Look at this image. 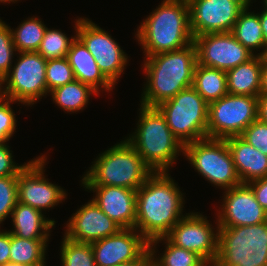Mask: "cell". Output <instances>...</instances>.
<instances>
[{"instance_id":"5bb4252c","label":"cell","mask_w":267,"mask_h":266,"mask_svg":"<svg viewBox=\"0 0 267 266\" xmlns=\"http://www.w3.org/2000/svg\"><path fill=\"white\" fill-rule=\"evenodd\" d=\"M193 42L198 64L223 71L235 68L255 55L237 41L232 32L195 36Z\"/></svg>"},{"instance_id":"30bf717a","label":"cell","mask_w":267,"mask_h":266,"mask_svg":"<svg viewBox=\"0 0 267 266\" xmlns=\"http://www.w3.org/2000/svg\"><path fill=\"white\" fill-rule=\"evenodd\" d=\"M256 119V96L226 94L209 104L207 138L240 136Z\"/></svg>"},{"instance_id":"ac0fdd59","label":"cell","mask_w":267,"mask_h":266,"mask_svg":"<svg viewBox=\"0 0 267 266\" xmlns=\"http://www.w3.org/2000/svg\"><path fill=\"white\" fill-rule=\"evenodd\" d=\"M65 237L81 242L93 243L118 233L122 227L110 219L94 202L90 200L69 219Z\"/></svg>"},{"instance_id":"f35d334b","label":"cell","mask_w":267,"mask_h":266,"mask_svg":"<svg viewBox=\"0 0 267 266\" xmlns=\"http://www.w3.org/2000/svg\"><path fill=\"white\" fill-rule=\"evenodd\" d=\"M10 262V232L0 230V266Z\"/></svg>"},{"instance_id":"ab89813d","label":"cell","mask_w":267,"mask_h":266,"mask_svg":"<svg viewBox=\"0 0 267 266\" xmlns=\"http://www.w3.org/2000/svg\"><path fill=\"white\" fill-rule=\"evenodd\" d=\"M257 119L267 124V94L257 97Z\"/></svg>"},{"instance_id":"c3c4849f","label":"cell","mask_w":267,"mask_h":266,"mask_svg":"<svg viewBox=\"0 0 267 266\" xmlns=\"http://www.w3.org/2000/svg\"><path fill=\"white\" fill-rule=\"evenodd\" d=\"M248 4H250L251 0H245Z\"/></svg>"},{"instance_id":"bcb514c9","label":"cell","mask_w":267,"mask_h":266,"mask_svg":"<svg viewBox=\"0 0 267 266\" xmlns=\"http://www.w3.org/2000/svg\"><path fill=\"white\" fill-rule=\"evenodd\" d=\"M263 2H264V6H265L264 9L267 10V0H264Z\"/></svg>"},{"instance_id":"277c9868","label":"cell","mask_w":267,"mask_h":266,"mask_svg":"<svg viewBox=\"0 0 267 266\" xmlns=\"http://www.w3.org/2000/svg\"><path fill=\"white\" fill-rule=\"evenodd\" d=\"M137 129L126 141L153 172H168L184 145L172 133L157 107L140 105ZM170 166V167H169Z\"/></svg>"},{"instance_id":"e0dca14e","label":"cell","mask_w":267,"mask_h":266,"mask_svg":"<svg viewBox=\"0 0 267 266\" xmlns=\"http://www.w3.org/2000/svg\"><path fill=\"white\" fill-rule=\"evenodd\" d=\"M223 205L218 216V227L256 225L267 221V212L256 201L247 183H241L224 192Z\"/></svg>"},{"instance_id":"d6986e66","label":"cell","mask_w":267,"mask_h":266,"mask_svg":"<svg viewBox=\"0 0 267 266\" xmlns=\"http://www.w3.org/2000/svg\"><path fill=\"white\" fill-rule=\"evenodd\" d=\"M96 193L92 199L122 228H135L137 190L116 186H84Z\"/></svg>"},{"instance_id":"d6a6232c","label":"cell","mask_w":267,"mask_h":266,"mask_svg":"<svg viewBox=\"0 0 267 266\" xmlns=\"http://www.w3.org/2000/svg\"><path fill=\"white\" fill-rule=\"evenodd\" d=\"M18 202V175L0 177V224L12 214Z\"/></svg>"},{"instance_id":"4fadbf2b","label":"cell","mask_w":267,"mask_h":266,"mask_svg":"<svg viewBox=\"0 0 267 266\" xmlns=\"http://www.w3.org/2000/svg\"><path fill=\"white\" fill-rule=\"evenodd\" d=\"M200 214L186 213L166 237L176 246L197 253L213 265L218 253V222L215 233L207 217Z\"/></svg>"},{"instance_id":"484cf974","label":"cell","mask_w":267,"mask_h":266,"mask_svg":"<svg viewBox=\"0 0 267 266\" xmlns=\"http://www.w3.org/2000/svg\"><path fill=\"white\" fill-rule=\"evenodd\" d=\"M166 241V249L158 258L155 253V245L159 241ZM151 266H207L208 263L197 253L178 247L167 237H160L149 242ZM155 256V257H154ZM155 259V260H154Z\"/></svg>"},{"instance_id":"d590c367","label":"cell","mask_w":267,"mask_h":266,"mask_svg":"<svg viewBox=\"0 0 267 266\" xmlns=\"http://www.w3.org/2000/svg\"><path fill=\"white\" fill-rule=\"evenodd\" d=\"M247 143L267 155V124L256 119L240 135Z\"/></svg>"},{"instance_id":"d4e9b609","label":"cell","mask_w":267,"mask_h":266,"mask_svg":"<svg viewBox=\"0 0 267 266\" xmlns=\"http://www.w3.org/2000/svg\"><path fill=\"white\" fill-rule=\"evenodd\" d=\"M248 4L240 13L232 29V34L244 47L254 54L255 49H263L257 55L264 56L267 50L260 25L259 13L248 12ZM254 50V51H253Z\"/></svg>"},{"instance_id":"f1b7e54d","label":"cell","mask_w":267,"mask_h":266,"mask_svg":"<svg viewBox=\"0 0 267 266\" xmlns=\"http://www.w3.org/2000/svg\"><path fill=\"white\" fill-rule=\"evenodd\" d=\"M46 26L39 18H29L15 30L11 29L12 40L18 52H37L44 37Z\"/></svg>"},{"instance_id":"cb8c5ba5","label":"cell","mask_w":267,"mask_h":266,"mask_svg":"<svg viewBox=\"0 0 267 266\" xmlns=\"http://www.w3.org/2000/svg\"><path fill=\"white\" fill-rule=\"evenodd\" d=\"M208 103L228 94L226 71L196 64L192 86Z\"/></svg>"},{"instance_id":"60d3db41","label":"cell","mask_w":267,"mask_h":266,"mask_svg":"<svg viewBox=\"0 0 267 266\" xmlns=\"http://www.w3.org/2000/svg\"><path fill=\"white\" fill-rule=\"evenodd\" d=\"M260 94H267V60L264 56L260 79Z\"/></svg>"},{"instance_id":"7dc6e473","label":"cell","mask_w":267,"mask_h":266,"mask_svg":"<svg viewBox=\"0 0 267 266\" xmlns=\"http://www.w3.org/2000/svg\"><path fill=\"white\" fill-rule=\"evenodd\" d=\"M264 58L267 60V50H266V53L264 55Z\"/></svg>"},{"instance_id":"f6af8a7d","label":"cell","mask_w":267,"mask_h":266,"mask_svg":"<svg viewBox=\"0 0 267 266\" xmlns=\"http://www.w3.org/2000/svg\"><path fill=\"white\" fill-rule=\"evenodd\" d=\"M14 1L16 2V1H18V0H0L1 3H2V2H3V3H6V2H7V3H8V2L10 3V2H14Z\"/></svg>"},{"instance_id":"83f0119b","label":"cell","mask_w":267,"mask_h":266,"mask_svg":"<svg viewBox=\"0 0 267 266\" xmlns=\"http://www.w3.org/2000/svg\"><path fill=\"white\" fill-rule=\"evenodd\" d=\"M93 93L98 95V92L90 85L76 79L50 91L53 101L61 109L73 113L84 109L89 102L90 95H94Z\"/></svg>"},{"instance_id":"44dd1931","label":"cell","mask_w":267,"mask_h":266,"mask_svg":"<svg viewBox=\"0 0 267 266\" xmlns=\"http://www.w3.org/2000/svg\"><path fill=\"white\" fill-rule=\"evenodd\" d=\"M67 59L76 80L90 85L98 94L100 88L105 91L113 89L114 85L103 75L93 55L78 37L72 42Z\"/></svg>"},{"instance_id":"ba28073f","label":"cell","mask_w":267,"mask_h":266,"mask_svg":"<svg viewBox=\"0 0 267 266\" xmlns=\"http://www.w3.org/2000/svg\"><path fill=\"white\" fill-rule=\"evenodd\" d=\"M184 156L207 181L222 189L241 184L225 139L204 138L184 145Z\"/></svg>"},{"instance_id":"8d00e7d4","label":"cell","mask_w":267,"mask_h":266,"mask_svg":"<svg viewBox=\"0 0 267 266\" xmlns=\"http://www.w3.org/2000/svg\"><path fill=\"white\" fill-rule=\"evenodd\" d=\"M4 143L0 144V177L19 175V172L26 166L18 165L13 161L12 151Z\"/></svg>"},{"instance_id":"836d02e7","label":"cell","mask_w":267,"mask_h":266,"mask_svg":"<svg viewBox=\"0 0 267 266\" xmlns=\"http://www.w3.org/2000/svg\"><path fill=\"white\" fill-rule=\"evenodd\" d=\"M16 49L12 40L10 26L0 19V79L9 72L12 66V58Z\"/></svg>"},{"instance_id":"7bdbcfd3","label":"cell","mask_w":267,"mask_h":266,"mask_svg":"<svg viewBox=\"0 0 267 266\" xmlns=\"http://www.w3.org/2000/svg\"><path fill=\"white\" fill-rule=\"evenodd\" d=\"M260 25L262 28L263 38L265 45L267 46V10H263L259 13Z\"/></svg>"},{"instance_id":"9a60e30c","label":"cell","mask_w":267,"mask_h":266,"mask_svg":"<svg viewBox=\"0 0 267 266\" xmlns=\"http://www.w3.org/2000/svg\"><path fill=\"white\" fill-rule=\"evenodd\" d=\"M45 155L29 161L18 175V202L39 211L50 209L66 198L65 191L44 176Z\"/></svg>"},{"instance_id":"b9f144b4","label":"cell","mask_w":267,"mask_h":266,"mask_svg":"<svg viewBox=\"0 0 267 266\" xmlns=\"http://www.w3.org/2000/svg\"><path fill=\"white\" fill-rule=\"evenodd\" d=\"M116 266H151L149 250L138 261L128 262Z\"/></svg>"},{"instance_id":"6da1fadb","label":"cell","mask_w":267,"mask_h":266,"mask_svg":"<svg viewBox=\"0 0 267 266\" xmlns=\"http://www.w3.org/2000/svg\"><path fill=\"white\" fill-rule=\"evenodd\" d=\"M183 202L182 192L168 173L153 172L137 189L135 229L148 242L166 237L184 216Z\"/></svg>"},{"instance_id":"8fae6325","label":"cell","mask_w":267,"mask_h":266,"mask_svg":"<svg viewBox=\"0 0 267 266\" xmlns=\"http://www.w3.org/2000/svg\"><path fill=\"white\" fill-rule=\"evenodd\" d=\"M74 25L77 37L93 55L100 71L115 85L128 63L127 54L107 31L88 18H78Z\"/></svg>"},{"instance_id":"ee69618b","label":"cell","mask_w":267,"mask_h":266,"mask_svg":"<svg viewBox=\"0 0 267 266\" xmlns=\"http://www.w3.org/2000/svg\"><path fill=\"white\" fill-rule=\"evenodd\" d=\"M1 266H28V265H23V264H15V263H6L4 265H1Z\"/></svg>"},{"instance_id":"7402d4cb","label":"cell","mask_w":267,"mask_h":266,"mask_svg":"<svg viewBox=\"0 0 267 266\" xmlns=\"http://www.w3.org/2000/svg\"><path fill=\"white\" fill-rule=\"evenodd\" d=\"M14 230L9 232L25 239H49L55 221L45 218L41 211L20 202L12 211Z\"/></svg>"},{"instance_id":"7c38bea8","label":"cell","mask_w":267,"mask_h":266,"mask_svg":"<svg viewBox=\"0 0 267 266\" xmlns=\"http://www.w3.org/2000/svg\"><path fill=\"white\" fill-rule=\"evenodd\" d=\"M187 2L193 38L207 33L231 32L241 11L248 5L245 0H187Z\"/></svg>"},{"instance_id":"603a6c76","label":"cell","mask_w":267,"mask_h":266,"mask_svg":"<svg viewBox=\"0 0 267 266\" xmlns=\"http://www.w3.org/2000/svg\"><path fill=\"white\" fill-rule=\"evenodd\" d=\"M262 64L263 56L255 54L247 62L226 71L228 94L258 97Z\"/></svg>"},{"instance_id":"5b68a950","label":"cell","mask_w":267,"mask_h":266,"mask_svg":"<svg viewBox=\"0 0 267 266\" xmlns=\"http://www.w3.org/2000/svg\"><path fill=\"white\" fill-rule=\"evenodd\" d=\"M153 171L126 141L105 150L82 178L83 186H116L137 190Z\"/></svg>"},{"instance_id":"e575fe53","label":"cell","mask_w":267,"mask_h":266,"mask_svg":"<svg viewBox=\"0 0 267 266\" xmlns=\"http://www.w3.org/2000/svg\"><path fill=\"white\" fill-rule=\"evenodd\" d=\"M13 100L0 96V144L10 140L16 130V117L10 103Z\"/></svg>"},{"instance_id":"74e56055","label":"cell","mask_w":267,"mask_h":266,"mask_svg":"<svg viewBox=\"0 0 267 266\" xmlns=\"http://www.w3.org/2000/svg\"><path fill=\"white\" fill-rule=\"evenodd\" d=\"M247 184L254 192L256 201L267 212V177L253 180Z\"/></svg>"},{"instance_id":"3957f363","label":"cell","mask_w":267,"mask_h":266,"mask_svg":"<svg viewBox=\"0 0 267 266\" xmlns=\"http://www.w3.org/2000/svg\"><path fill=\"white\" fill-rule=\"evenodd\" d=\"M143 53L152 56L184 48L194 40L187 0H163L137 30Z\"/></svg>"},{"instance_id":"4316f807","label":"cell","mask_w":267,"mask_h":266,"mask_svg":"<svg viewBox=\"0 0 267 266\" xmlns=\"http://www.w3.org/2000/svg\"><path fill=\"white\" fill-rule=\"evenodd\" d=\"M49 239H25L10 233V263L45 266Z\"/></svg>"},{"instance_id":"9c48e42d","label":"cell","mask_w":267,"mask_h":266,"mask_svg":"<svg viewBox=\"0 0 267 266\" xmlns=\"http://www.w3.org/2000/svg\"><path fill=\"white\" fill-rule=\"evenodd\" d=\"M18 54L15 66L1 80L0 96L32 106L47 94L45 76L47 60L38 52Z\"/></svg>"},{"instance_id":"1f68e13d","label":"cell","mask_w":267,"mask_h":266,"mask_svg":"<svg viewBox=\"0 0 267 266\" xmlns=\"http://www.w3.org/2000/svg\"><path fill=\"white\" fill-rule=\"evenodd\" d=\"M45 76L47 93L75 80L74 72L67 57L47 60Z\"/></svg>"},{"instance_id":"4dcf8cb0","label":"cell","mask_w":267,"mask_h":266,"mask_svg":"<svg viewBox=\"0 0 267 266\" xmlns=\"http://www.w3.org/2000/svg\"><path fill=\"white\" fill-rule=\"evenodd\" d=\"M77 35L68 38L65 33L57 29L46 28L38 53L46 60L65 58L68 55L72 42Z\"/></svg>"},{"instance_id":"2e32d148","label":"cell","mask_w":267,"mask_h":266,"mask_svg":"<svg viewBox=\"0 0 267 266\" xmlns=\"http://www.w3.org/2000/svg\"><path fill=\"white\" fill-rule=\"evenodd\" d=\"M136 232L135 228H122L114 235L91 243L96 266L138 261L149 250V242Z\"/></svg>"},{"instance_id":"7a4b0ae2","label":"cell","mask_w":267,"mask_h":266,"mask_svg":"<svg viewBox=\"0 0 267 266\" xmlns=\"http://www.w3.org/2000/svg\"><path fill=\"white\" fill-rule=\"evenodd\" d=\"M145 58L143 66L147 83L142 93L141 105L157 107L178 92L193 86L194 69L197 64L194 42L178 50Z\"/></svg>"},{"instance_id":"8992f818","label":"cell","mask_w":267,"mask_h":266,"mask_svg":"<svg viewBox=\"0 0 267 266\" xmlns=\"http://www.w3.org/2000/svg\"><path fill=\"white\" fill-rule=\"evenodd\" d=\"M218 253L213 266H267V221L219 227Z\"/></svg>"},{"instance_id":"52a82bcc","label":"cell","mask_w":267,"mask_h":266,"mask_svg":"<svg viewBox=\"0 0 267 266\" xmlns=\"http://www.w3.org/2000/svg\"><path fill=\"white\" fill-rule=\"evenodd\" d=\"M157 108L183 145L207 138L209 104L193 87L178 92Z\"/></svg>"},{"instance_id":"f546056e","label":"cell","mask_w":267,"mask_h":266,"mask_svg":"<svg viewBox=\"0 0 267 266\" xmlns=\"http://www.w3.org/2000/svg\"><path fill=\"white\" fill-rule=\"evenodd\" d=\"M62 240V266H96L91 243L75 242L65 236Z\"/></svg>"},{"instance_id":"ffe728a7","label":"cell","mask_w":267,"mask_h":266,"mask_svg":"<svg viewBox=\"0 0 267 266\" xmlns=\"http://www.w3.org/2000/svg\"><path fill=\"white\" fill-rule=\"evenodd\" d=\"M241 183L267 177V155L240 136L225 139Z\"/></svg>"}]
</instances>
